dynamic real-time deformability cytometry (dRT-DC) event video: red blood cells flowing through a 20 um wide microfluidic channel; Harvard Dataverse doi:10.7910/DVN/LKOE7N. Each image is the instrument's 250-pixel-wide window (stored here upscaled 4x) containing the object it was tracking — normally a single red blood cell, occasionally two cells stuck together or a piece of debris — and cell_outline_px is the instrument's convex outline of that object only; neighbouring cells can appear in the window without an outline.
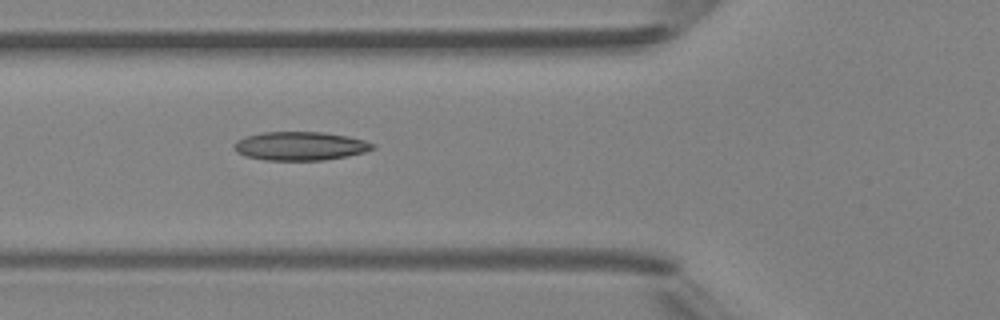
{"species": "Egyptian fruit bat (a non-hibernating species)", "species_latin": "Rousettus aegyptiacus", "temperature_condition": "room temperature", "stored_images_in_passage": 3, "camera_frame_rate_fps": 3000, "um_per_image_px": 0.085, "animal": {"sex": "female"}, "frame": {"image": 1, "passage_image": 3, "time_ms": 2.0, "image_size_px": [1000, 320], "cell_outline_px": [[376, 148], [364, 152], [348, 156], [324, 160], [264, 160], [244, 156], [236, 152], [236, 140], [248, 136], [264, 132], [320, 132], [348, 136], [364, 140], [376, 144]], "centroid_in_image_um": [25.56, 12.42], "position_along_channel_um": 100.2, "area_um2": 23.06}}